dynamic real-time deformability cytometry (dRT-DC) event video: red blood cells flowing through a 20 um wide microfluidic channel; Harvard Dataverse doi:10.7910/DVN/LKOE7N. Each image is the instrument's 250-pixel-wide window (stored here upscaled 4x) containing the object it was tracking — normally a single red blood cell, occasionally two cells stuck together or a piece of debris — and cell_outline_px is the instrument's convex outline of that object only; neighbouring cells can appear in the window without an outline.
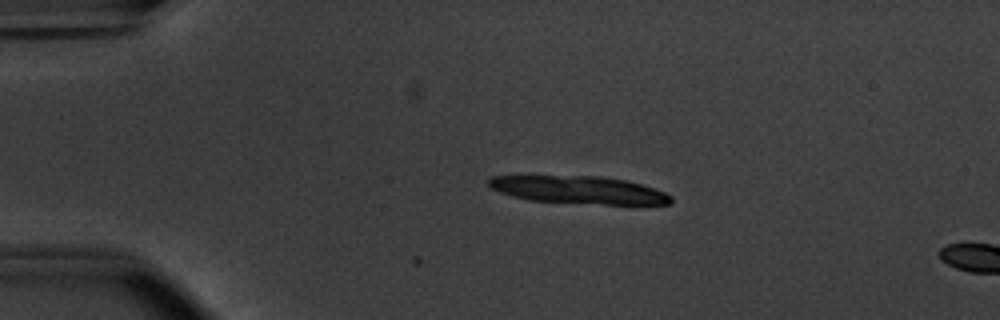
{"species": "common noctule bat (a hibernating species)", "species_latin": "Nyctalus noctula", "temperature_condition": "warm", "stored_images_in_passage": 2, "camera_frame_rate_fps": 3000, "um_per_image_px": 0.085, "animal": {"sex": "male", "body_mass_g": 20.1, "forearm_length_mm": 53.5}, "frame": {"image": 1, "passage_image": 2, "time_ms": 0.333, "image_size_px": [1000, 320], "cell_outline_px": [[672, 200], [668, 204], [604, 204], [528, 200], [512, 196], [488, 188], [488, 176], [600, 176], [628, 180], [664, 192], [672, 196]], "centroid_in_image_um": [49.15, 16.13], "position_along_channel_um": 35.9, "area_um2": 29.25}}